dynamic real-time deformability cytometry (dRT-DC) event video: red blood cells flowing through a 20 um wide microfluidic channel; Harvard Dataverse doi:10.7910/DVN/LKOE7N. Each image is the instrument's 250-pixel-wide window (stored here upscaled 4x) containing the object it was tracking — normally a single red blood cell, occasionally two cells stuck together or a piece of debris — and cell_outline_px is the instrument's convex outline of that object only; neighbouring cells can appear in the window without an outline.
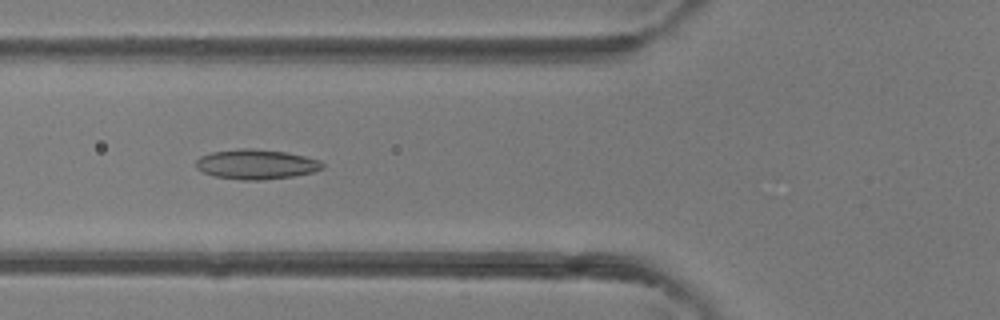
{"species": "common noctule bat (a hibernating species)", "species_latin": "Nyctalus noctula", "temperature_condition": "room temperature", "stored_images_in_passage": 5, "camera_frame_rate_fps": 3000, "um_per_image_px": 0.085, "animal": {"sex": "female"}, "frame": {"image": 1, "passage_image": 5, "time_ms": 4.667, "image_size_px": [1000, 320], "cell_outline_px": [[324, 168], [312, 172], [292, 176], [264, 180], [244, 180], [212, 176], [196, 168], [196, 160], [200, 156], [212, 152], [240, 148], [252, 148], [288, 152], [320, 160], [324, 164]], "centroid_in_image_um": [21.77, 13.96], "position_along_channel_um": 104.0, "area_um2": 22.08}}